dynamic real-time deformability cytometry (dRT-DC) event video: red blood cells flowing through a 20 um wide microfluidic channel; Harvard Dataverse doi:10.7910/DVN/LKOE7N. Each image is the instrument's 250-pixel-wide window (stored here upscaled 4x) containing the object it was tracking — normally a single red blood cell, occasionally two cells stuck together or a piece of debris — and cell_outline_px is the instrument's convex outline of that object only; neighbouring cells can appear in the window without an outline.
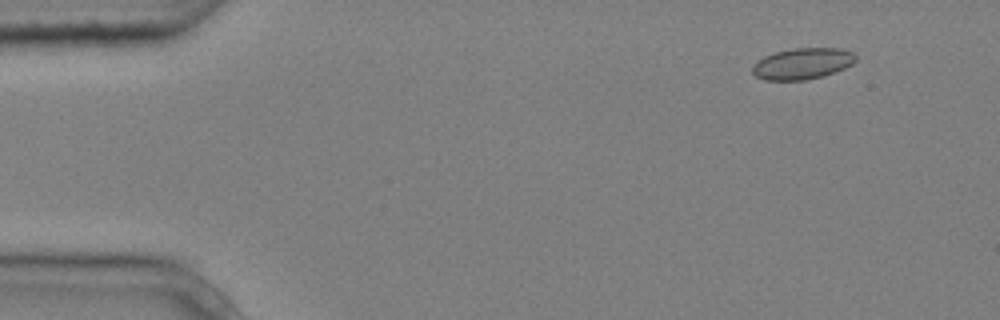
{"species": "common noctule bat (a hibernating species)", "species_latin": "Nyctalus noctula", "temperature_condition": "cold", "stored_images_in_passage": 5, "camera_frame_rate_fps": 3000, "um_per_image_px": 0.085, "animal": {"sex": "male", "body_mass_g": 20.4}, "frame": {"image": 1, "passage_image": 2, "time_ms": 0.333, "image_size_px": [1000, 320], "cell_outline_px": [[856, 60], [852, 64], [844, 68], [824, 76], [804, 80], [764, 80], [756, 76], [752, 72], [752, 64], [756, 60], [764, 56], [776, 52], [792, 48], [840, 48], [852, 52], [856, 56]], "centroid_in_image_um": [68.18, 5.41], "position_along_channel_um": 16.8, "area_um2": 18.9}}